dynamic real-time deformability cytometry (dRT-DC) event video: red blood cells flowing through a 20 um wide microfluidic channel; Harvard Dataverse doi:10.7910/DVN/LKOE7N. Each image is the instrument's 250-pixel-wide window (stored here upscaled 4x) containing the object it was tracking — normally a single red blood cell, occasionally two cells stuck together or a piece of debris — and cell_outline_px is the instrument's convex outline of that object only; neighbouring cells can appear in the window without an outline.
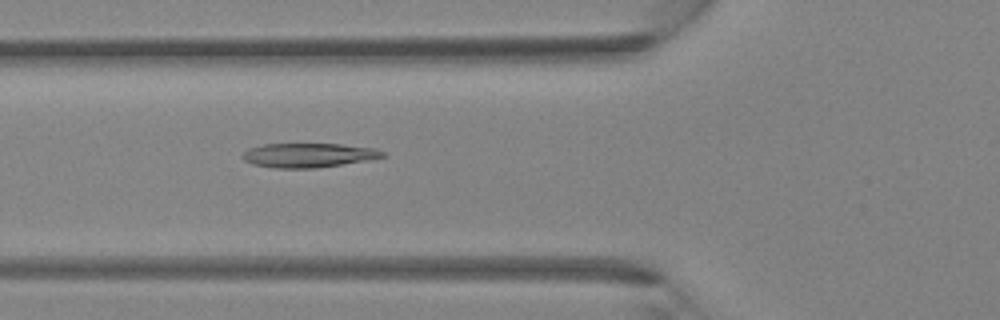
{"species": "Egyptian fruit bat (a non-hibernating species)", "species_latin": "Rousettus aegyptiacus", "temperature_condition": "room temperature", "stored_images_in_passage": 35, "camera_frame_rate_fps": 3000, "um_per_image_px": 0.085, "animal": {"sex": "female"}, "frame": {"image": 1, "passage_image": 10, "time_ms": 3.0, "image_size_px": [1000, 320], "cell_outline_px": [[388, 156], [316, 168], [272, 168], [252, 164], [244, 160], [240, 156], [248, 148], [264, 144], [340, 144], [376, 148], [384, 152]], "centroid_in_image_um": [26.18, 13.19], "position_along_channel_um": 99.6, "area_um2": 19.77}}
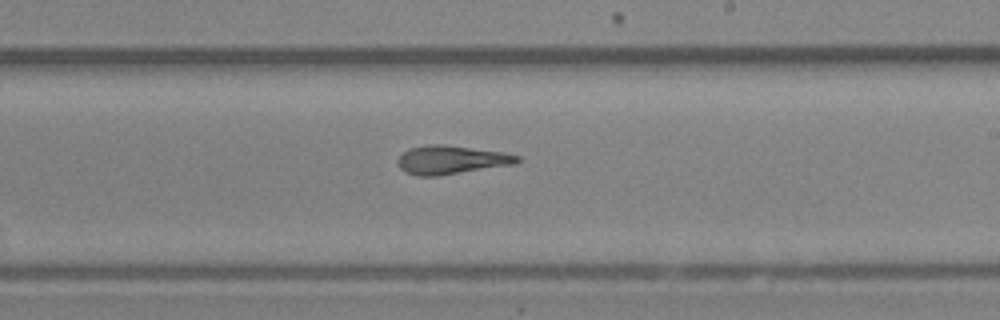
{"frame": {"image": 2, "passage_image": 19, "time_ms": 6.0, "image_size_px": [1000, 320], "cell_outline_px": [[520, 160], [516, 164], [440, 176], [416, 176], [404, 172], [400, 168], [396, 160], [408, 148], [432, 144], [444, 144], [504, 152], [520, 156]], "centroid_in_image_um": [38.35, 13.59], "position_along_channel_um": 250.6, "area_um2": 20.17}}
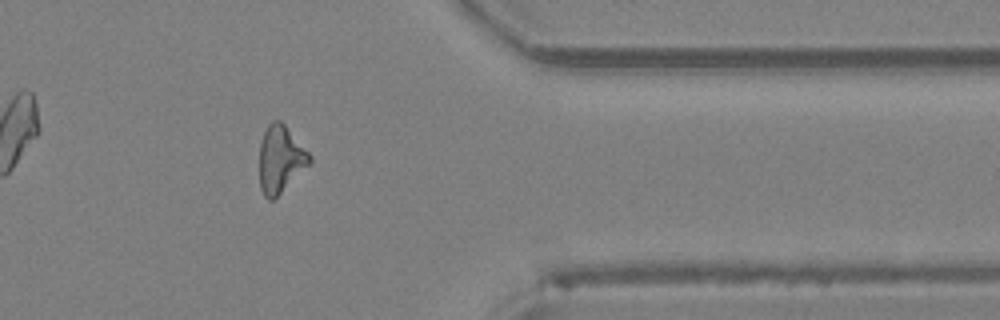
{"frame": {"image": 3, "passage_image": 28, "time_ms": 9.0, "image_size_px": [1000, 320], "cell_outline_px": [[312, 160], [272, 200], [268, 200], [264, 196], [260, 188], [260, 144], [264, 132], [268, 124], [272, 120], [280, 120], [284, 124], [312, 156]], "centroid_in_image_um": [23.81, 13.5], "position_along_channel_um": 387.6, "area_um2": 19.07}}